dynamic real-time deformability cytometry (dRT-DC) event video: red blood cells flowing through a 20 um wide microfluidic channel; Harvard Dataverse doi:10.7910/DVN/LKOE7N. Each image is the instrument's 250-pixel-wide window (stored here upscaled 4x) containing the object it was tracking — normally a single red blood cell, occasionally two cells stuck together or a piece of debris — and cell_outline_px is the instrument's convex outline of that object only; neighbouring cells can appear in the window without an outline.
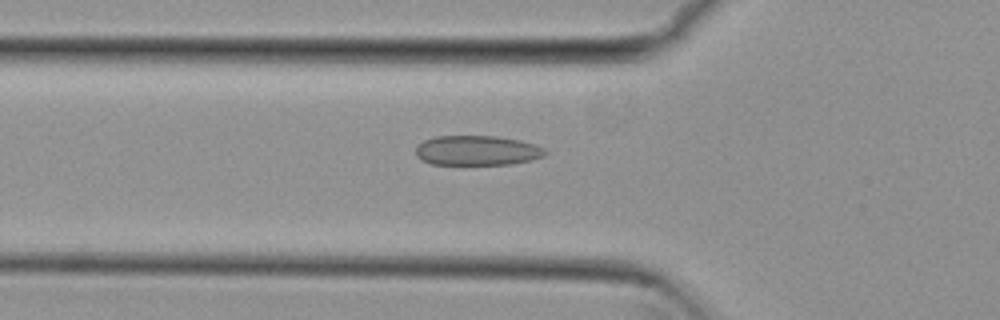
{"species": "common noctule bat (a hibernating species)", "species_latin": "Nyctalus noctula", "temperature_condition": "cold", "stored_images_in_passage": 31, "camera_frame_rate_fps": 3000, "um_per_image_px": 0.085, "animal": {"sex": "female", "body_mass_g": 29.2, "forearm_length_mm": 56.3}, "frame": {"image": 1, "passage_image": 2, "time_ms": 0.333, "image_size_px": [1000, 320], "cell_outline_px": [[548, 152], [544, 156], [532, 160], [512, 164], [432, 164], [420, 160], [416, 156], [416, 148], [424, 140], [436, 136], [496, 136], [520, 140], [536, 144], [544, 148]], "centroid_in_image_um": [40.58, 12.79], "position_along_channel_um": 85.2, "area_um2": 22.6}}
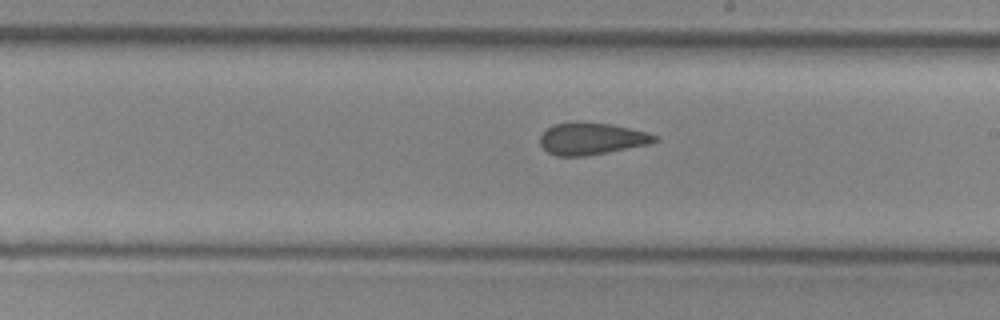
{"frame": {"image": 2, "passage_image": 14, "time_ms": 4.333, "image_size_px": [1000, 320], "cell_outline_px": [[660, 140], [648, 144], [584, 156], [556, 156], [548, 152], [540, 144], [540, 136], [552, 124], [612, 124], [648, 132], [660, 136]], "centroid_in_image_um": [50.33, 11.81], "position_along_channel_um": 238.7, "area_um2": 20.75}}
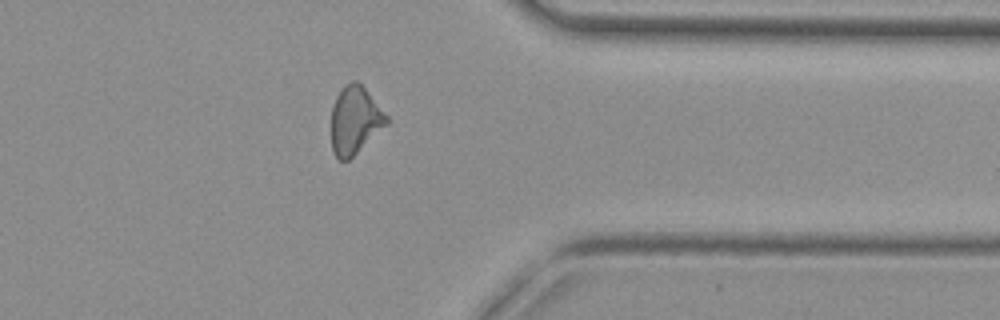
{"frame": {"image": 3, "passage_image": 26, "time_ms": 8.333, "image_size_px": [1000, 320], "cell_outline_px": [[388, 124], [348, 160], [340, 160], [332, 152], [332, 104], [340, 88], [344, 84], [352, 80], [356, 80], [364, 88], [388, 116]], "centroid_in_image_um": [30.15, 10.2], "position_along_channel_um": 381.2, "area_um2": 21.68}}